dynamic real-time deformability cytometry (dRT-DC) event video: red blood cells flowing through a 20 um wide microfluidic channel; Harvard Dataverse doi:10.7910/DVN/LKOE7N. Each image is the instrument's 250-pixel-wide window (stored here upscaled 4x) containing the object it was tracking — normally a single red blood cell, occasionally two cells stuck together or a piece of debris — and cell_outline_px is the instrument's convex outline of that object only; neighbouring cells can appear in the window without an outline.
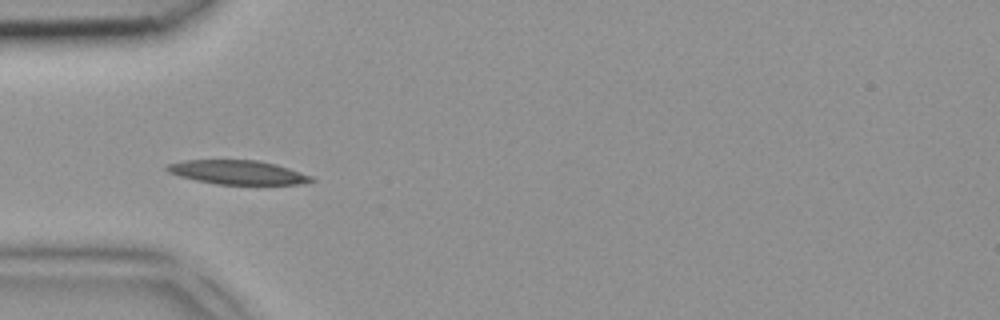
{"species": "common noctule bat (a hibernating species)", "species_latin": "Nyctalus noctula", "temperature_condition": "room temperature", "stored_images_in_passage": 5, "camera_frame_rate_fps": 3000, "um_per_image_px": 0.085, "animal": {"sex": "female", "body_mass_g": 18.4}, "frame": {"image": 1, "passage_image": 5, "time_ms": 1.333, "image_size_px": [1000, 320], "cell_outline_px": [[316, 180], [300, 184], [216, 184], [196, 180], [180, 176], [168, 172], [164, 168], [168, 164], [184, 160], [256, 160], [276, 164], [312, 176]], "centroid_in_image_um": [20.19, 14.64], "position_along_channel_um": 64.8, "area_um2": 20.06}}